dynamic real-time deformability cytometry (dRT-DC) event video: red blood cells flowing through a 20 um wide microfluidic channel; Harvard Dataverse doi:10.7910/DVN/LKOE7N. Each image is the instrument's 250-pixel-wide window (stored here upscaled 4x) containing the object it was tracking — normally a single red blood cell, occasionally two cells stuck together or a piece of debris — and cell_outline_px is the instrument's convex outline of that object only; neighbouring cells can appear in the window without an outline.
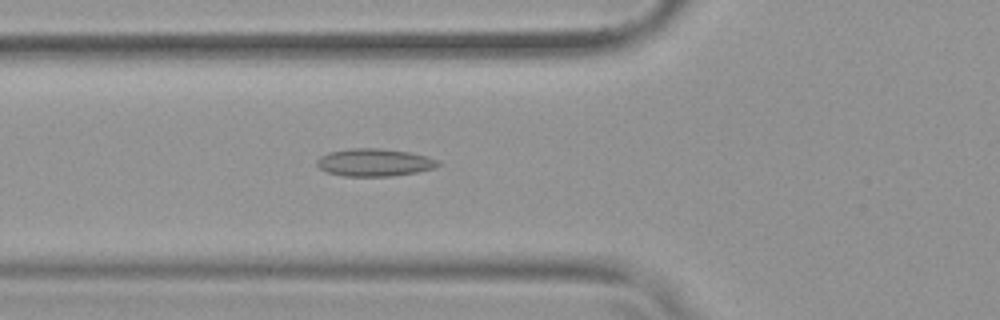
{"species": "common noctule bat (a hibernating species)", "species_latin": "Nyctalus noctula", "temperature_condition": "warm", "stored_images_in_passage": 52, "camera_frame_rate_fps": 3000, "um_per_image_px": 0.085, "animal": {"sex": "female", "body_mass_g": 19.9}, "frame": {"image": 1, "passage_image": 18, "time_ms": 5.667, "image_size_px": [1000, 320], "cell_outline_px": [[440, 164], [432, 168], [416, 172], [392, 176], [344, 176], [328, 172], [320, 168], [316, 164], [316, 160], [320, 156], [328, 152], [348, 148], [380, 148], [408, 152], [424, 156], [436, 160]], "centroid_in_image_um": [31.75, 13.8], "position_along_channel_um": 94.1, "area_um2": 19.31}}
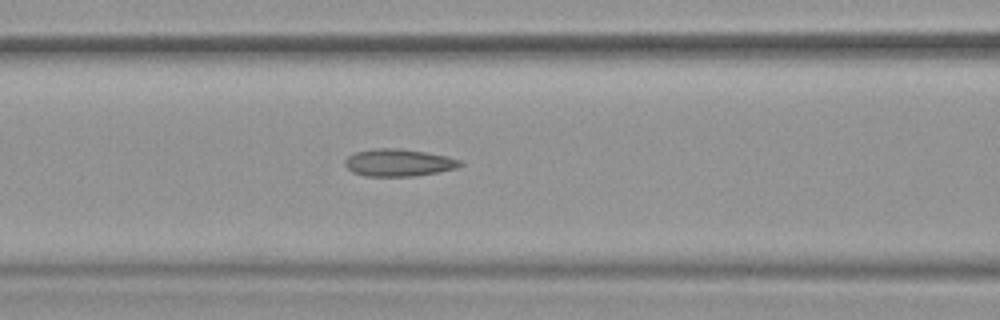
{"frame": {"image": 2, "passage_image": 21, "time_ms": 6.667, "image_size_px": [1000, 320], "cell_outline_px": [[464, 164], [456, 168], [416, 176], [364, 176], [352, 172], [344, 164], [344, 160], [348, 156], [356, 152], [372, 148], [400, 148], [448, 156], [460, 160]], "centroid_in_image_um": [33.86, 13.82], "position_along_channel_um": 132.7, "area_um2": 18.38}}
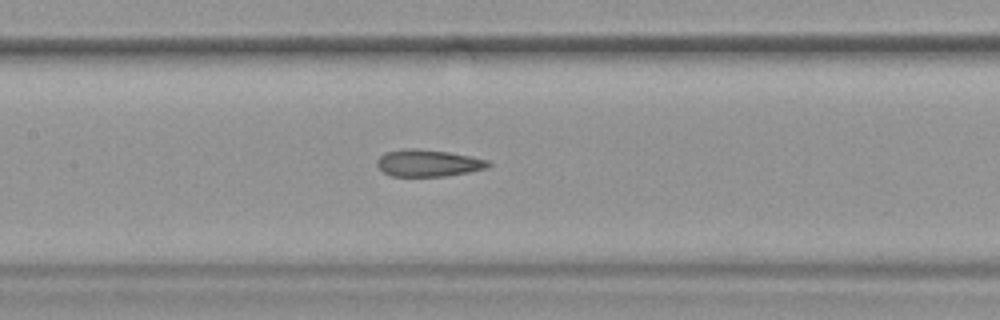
{"frame": {"image": 3, "passage_image": 24, "time_ms": 7.667, "image_size_px": [1000, 320], "cell_outline_px": [[492, 164], [488, 168], [468, 172], [444, 176], [392, 176], [384, 172], [376, 164], [376, 160], [380, 156], [388, 152], [408, 148], [416, 148], [448, 152], [488, 160]], "centroid_in_image_um": [36.4, 13.86], "position_along_channel_um": 171.0, "area_um2": 17.28}, "authors_computed_cell_mechanics": {"area_um2": 18.6694, "velocity_mm_per_s": 3.8274, "shape_relaxation_time_tau1_ms": null, "shape_relaxation_time_tau2_ms": 2.1092, "deformation_change_tau1": null, "deformation_change_tau2": 0.0973}}